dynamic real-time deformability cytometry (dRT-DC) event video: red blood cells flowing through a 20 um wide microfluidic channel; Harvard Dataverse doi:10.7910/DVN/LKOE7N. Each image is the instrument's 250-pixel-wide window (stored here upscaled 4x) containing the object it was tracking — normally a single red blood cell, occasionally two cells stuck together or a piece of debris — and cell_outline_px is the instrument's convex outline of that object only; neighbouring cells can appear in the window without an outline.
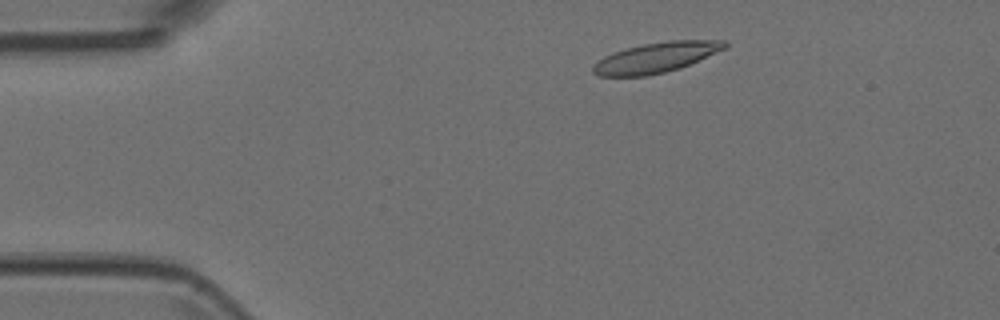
{"species": "Egyptian fruit bat (a non-hibernating species)", "species_latin": "Rousettus aegyptiacus", "temperature_condition": "room temperature", "stored_images_in_passage": 3, "camera_frame_rate_fps": 3000, "um_per_image_px": 0.085, "animal": {"sex": "female"}, "frame": {"image": 1, "passage_image": 2, "time_ms": 0.333, "image_size_px": [1000, 320], "cell_outline_px": [[728, 44], [724, 48], [680, 68], [664, 72], [644, 76], [600, 76], [592, 72], [592, 64], [604, 56], [612, 52], [644, 44], [668, 40], [724, 40]], "centroid_in_image_um": [55.7, 4.89], "position_along_channel_um": 29.3, "area_um2": 22.89}}